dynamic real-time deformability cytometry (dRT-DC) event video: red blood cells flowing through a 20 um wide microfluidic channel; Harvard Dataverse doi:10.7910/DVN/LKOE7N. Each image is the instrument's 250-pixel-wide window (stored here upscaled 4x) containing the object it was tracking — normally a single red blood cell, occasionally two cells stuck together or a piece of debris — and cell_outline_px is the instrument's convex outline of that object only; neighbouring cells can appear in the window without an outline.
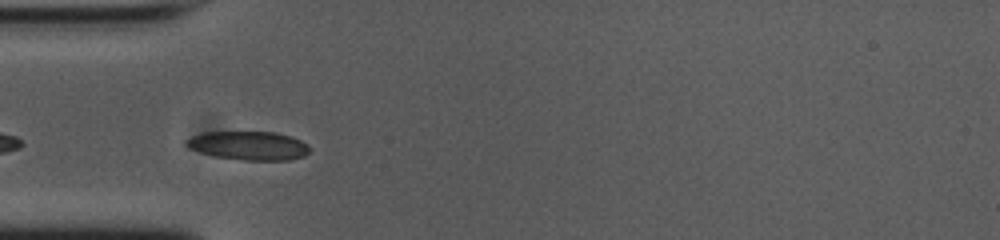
{"species": "common noctule bat (a hibernating species)", "species_latin": "Nyctalus noctula", "temperature_condition": "cold", "stored_images_in_passage": 36, "camera_frame_rate_fps": 3000, "um_per_image_px": 0.085, "animal": {"sex": "female", "body_mass_g": 23.0, "forearm_length_mm": 53.4}, "frame": {"image": 1, "passage_image": 2, "time_ms": 0.333, "image_size_px": [1000, 240], "cell_outline_px": [[308, 152], [304, 156], [288, 160], [244, 160], [216, 156], [200, 152], [188, 148], [184, 144], [184, 140], [192, 136], [204, 132], [272, 132], [288, 136], [300, 140], [308, 148]], "centroid_in_image_um": [21.06, 12.38], "position_along_channel_um": 63.9, "area_um2": 20.35}}
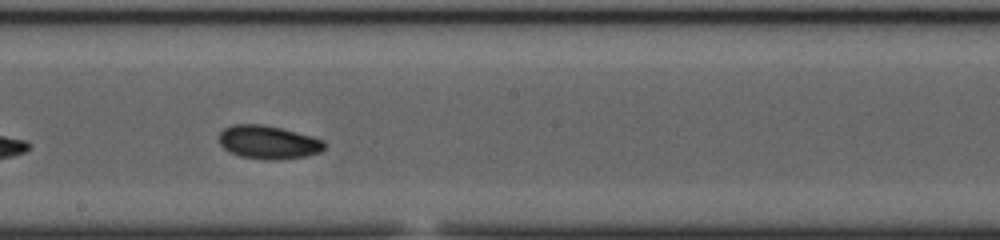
{"frame": {"image": 2, "passage_image": 15, "time_ms": 4.667, "image_size_px": [1000, 240], "cell_outline_px": [[324, 148], [320, 152], [308, 156], [272, 160], [240, 156], [224, 148], [220, 144], [220, 132], [224, 128], [236, 124], [264, 124], [296, 132], [324, 140]], "centroid_in_image_um": [22.81, 12.08], "position_along_channel_um": 225.4, "area_um2": 20.23}}
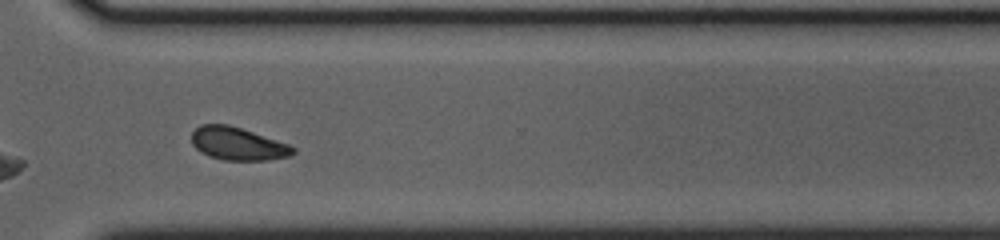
{"frame": {"image": 3, "passage_image": 25, "time_ms": 8.0, "image_size_px": [1000, 240], "cell_outline_px": [[296, 152], [292, 156], [268, 160], [224, 160], [208, 156], [200, 152], [192, 144], [192, 132], [200, 124], [228, 124], [288, 144], [296, 148]], "centroid_in_image_um": [20.21, 12.23], "position_along_channel_um": 350.4, "area_um2": 19.42}, "authors_computed_cell_mechanics": {"area_um2": 19.4786, "velocity_mm_per_s": 3.7425, "shape_relaxation_time_tau1_ms": 7.4469, "shape_relaxation_time_tau2_ms": 4.8865, "deformation_change_tau1": 0.1574, "deformation_change_tau2": 0.0933}}